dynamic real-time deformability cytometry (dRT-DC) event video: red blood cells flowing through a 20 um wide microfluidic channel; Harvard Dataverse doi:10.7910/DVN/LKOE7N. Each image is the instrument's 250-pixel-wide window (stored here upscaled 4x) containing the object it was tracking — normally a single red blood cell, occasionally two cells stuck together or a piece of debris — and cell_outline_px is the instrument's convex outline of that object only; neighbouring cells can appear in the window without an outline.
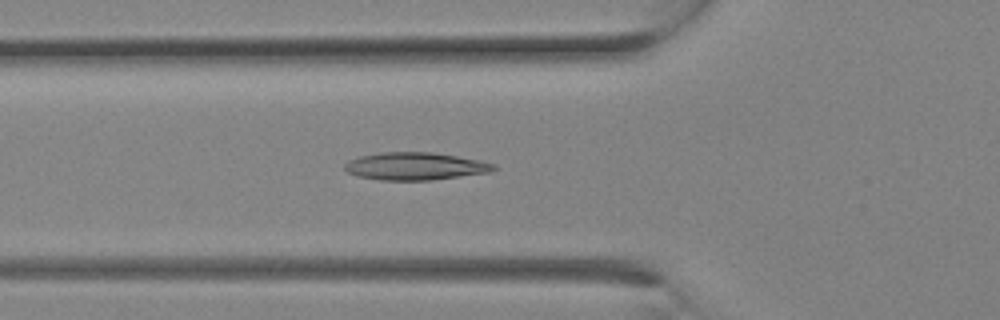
{"species": "Egyptian fruit bat (a non-hibernating species)", "species_latin": "Rousettus aegyptiacus", "temperature_condition": "room temperature", "stored_images_in_passage": 13, "camera_frame_rate_fps": 3000, "um_per_image_px": 0.085, "animal": {"sex": "female"}, "frame": {"image": 1, "passage_image": 8, "time_ms": 2.333, "image_size_px": [1000, 320], "cell_outline_px": [[496, 168], [492, 172], [432, 180], [380, 180], [356, 176], [348, 172], [344, 168], [344, 164], [348, 160], [360, 156], [384, 152], [432, 152], [480, 160], [496, 164]], "centroid_in_image_um": [35.3, 14.13], "position_along_channel_um": 90.5, "area_um2": 24.04}}
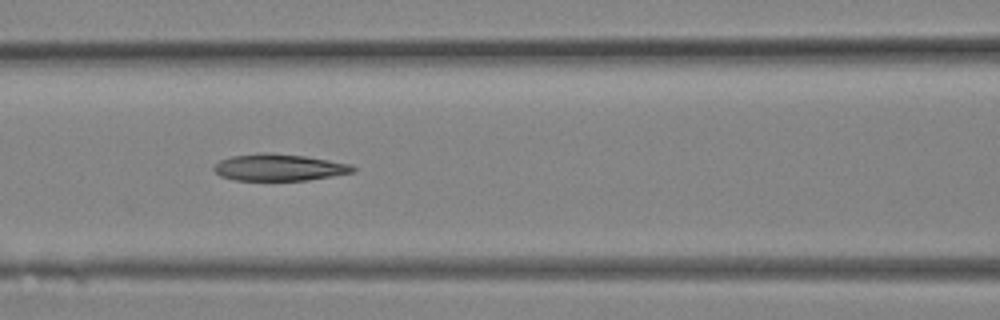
{"frame": {"image": 2, "passage_image": 10, "time_ms": 3.0, "image_size_px": [1000, 320], "cell_outline_px": [[356, 172], [308, 180], [236, 180], [220, 176], [212, 168], [220, 160], [232, 156], [264, 152], [304, 156], [352, 164], [356, 168]], "centroid_in_image_um": [23.74, 14.23], "position_along_channel_um": 142.9, "area_um2": 21.62}}
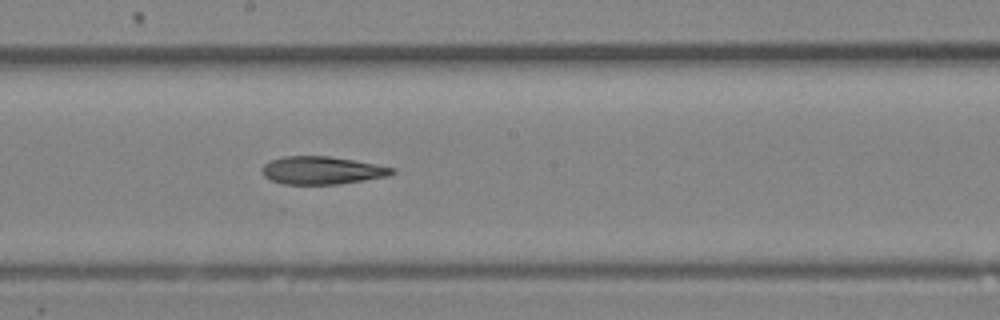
{"frame": {"image": 3, "passage_image": 13, "time_ms": 4.0, "image_size_px": [1000, 320], "cell_outline_px": [[396, 172], [388, 176], [340, 184], [284, 184], [272, 180], [264, 176], [260, 168], [268, 160], [284, 156], [328, 156], [376, 164], [396, 168]], "centroid_in_image_um": [27.35, 14.48], "position_along_channel_um": 220.8, "area_um2": 21.15}}